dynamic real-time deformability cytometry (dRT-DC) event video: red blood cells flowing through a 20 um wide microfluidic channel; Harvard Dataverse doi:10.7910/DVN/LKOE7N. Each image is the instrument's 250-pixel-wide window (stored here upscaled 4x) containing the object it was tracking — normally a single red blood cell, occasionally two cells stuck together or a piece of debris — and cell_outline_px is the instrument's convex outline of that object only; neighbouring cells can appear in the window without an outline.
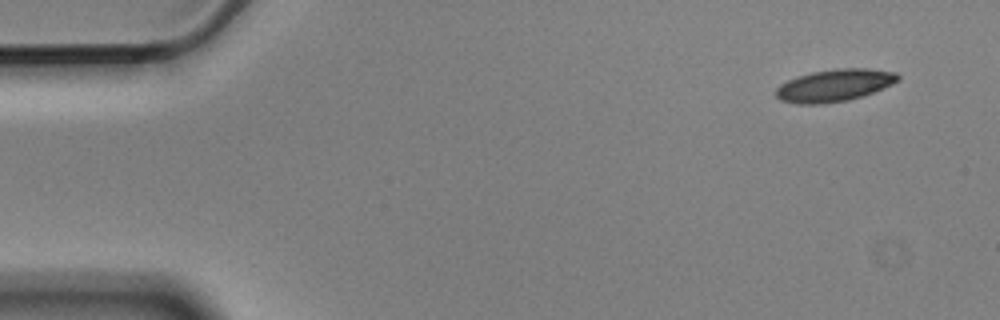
{"species": "Egyptian fruit bat (a non-hibernating species)", "species_latin": "Rousettus aegyptiacus", "temperature_condition": "cold", "stored_images_in_passage": 8, "camera_frame_rate_fps": 3000, "um_per_image_px": 0.085, "animal": {"sex": "male"}, "frame": {"image": 1, "passage_image": 1, "time_ms": 0.0, "image_size_px": [1000, 320], "cell_outline_px": [[900, 80], [892, 84], [872, 92], [848, 100], [824, 104], [796, 104], [780, 100], [776, 96], [776, 88], [780, 84], [788, 80], [812, 72], [836, 68], [868, 68], [896, 72], [900, 76]], "centroid_in_image_um": [70.92, 7.25], "position_along_channel_um": 14.1, "area_um2": 22.89}}
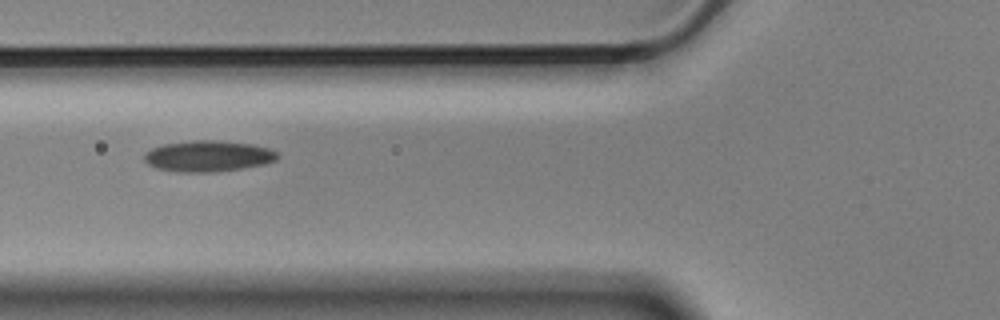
{"frame": {"image": 2, "passage_image": 6, "time_ms": 1.667, "image_size_px": [1000, 320], "cell_outline_px": [[280, 156], [276, 160], [264, 164], [244, 168], [212, 172], [180, 172], [156, 168], [148, 164], [144, 160], [144, 152], [152, 148], [164, 144], [196, 140], [212, 140], [252, 144], [268, 148], [276, 152]], "centroid_in_image_um": [17.68, 13.27], "position_along_channel_um": 108.1, "area_um2": 24.04}}
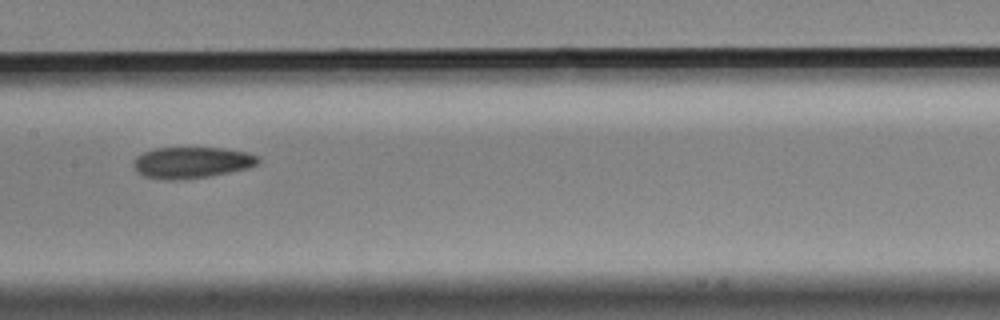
{"frame": {"image": 3, "passage_image": 8, "time_ms": 2.333, "image_size_px": [1000, 320], "cell_outline_px": [[260, 160], [256, 164], [248, 168], [208, 176], [172, 180], [164, 180], [144, 176], [132, 164], [136, 156], [144, 152], [156, 148], [224, 148], [248, 152], [260, 156]], "centroid_in_image_um": [16.32, 13.8], "position_along_channel_um": 191.1, "area_um2": 22.54}}